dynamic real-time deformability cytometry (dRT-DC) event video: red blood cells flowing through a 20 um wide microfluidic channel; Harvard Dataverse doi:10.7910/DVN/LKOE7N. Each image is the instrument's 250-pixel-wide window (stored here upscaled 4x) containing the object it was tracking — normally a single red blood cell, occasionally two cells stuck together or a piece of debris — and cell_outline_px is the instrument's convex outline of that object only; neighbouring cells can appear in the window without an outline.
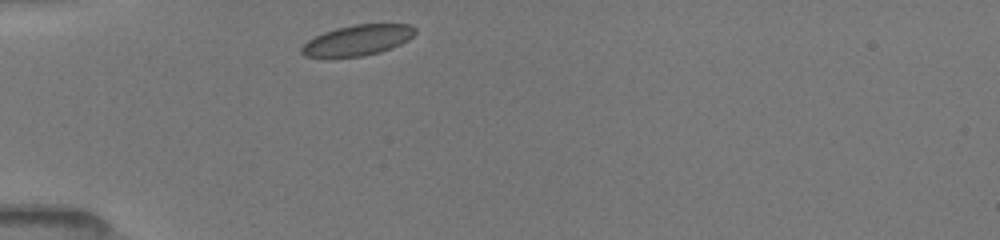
{"species": "common noctule bat (a hibernating species)", "species_latin": "Nyctalus noctula", "temperature_condition": "room temperature", "stored_images_in_passage": 28, "camera_frame_rate_fps": 3000, "um_per_image_px": 0.085, "animal": {"sex": "female", "body_mass_g": 19.5, "forearm_length_mm": 54.1}, "frame": {"image": 1, "passage_image": 1, "time_ms": 0.0, "image_size_px": [1000, 240], "cell_outline_px": [[416, 32], [408, 40], [392, 48], [380, 52], [364, 56], [328, 60], [304, 56], [300, 52], [300, 48], [308, 40], [324, 32], [336, 28], [352, 24], [412, 24], [416, 28]], "centroid_in_image_um": [30.34, 3.46], "position_along_channel_um": 54.7, "area_um2": 20.98}}
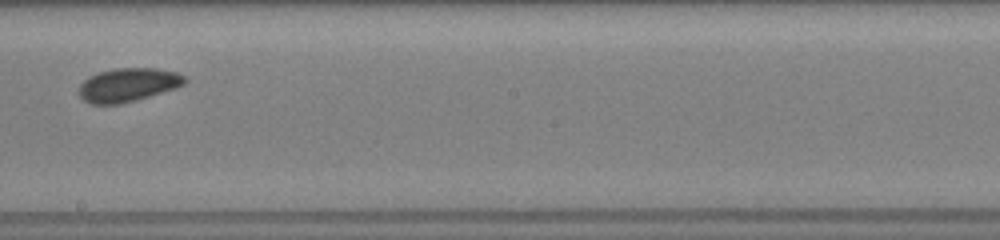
{"frame": {"image": 2, "passage_image": 14, "time_ms": 5.0, "image_size_px": [1000, 240], "cell_outline_px": [[188, 80], [184, 84], [176, 88], [136, 100], [120, 104], [88, 104], [80, 96], [80, 84], [88, 76], [112, 68], [156, 68], [176, 72], [184, 76]], "centroid_in_image_um": [10.88, 7.21], "position_along_channel_um": 237.3, "area_um2": 20.75}}
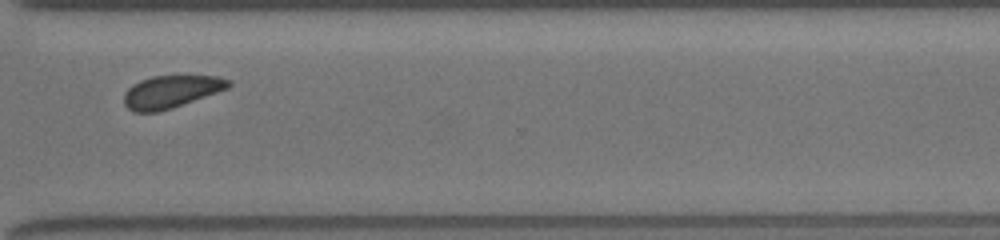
{"frame": {"image": 3, "passage_image": 27, "time_ms": 8.0, "image_size_px": [1000, 240], "cell_outline_px": [[232, 84], [228, 88], [172, 108], [156, 112], [132, 112], [124, 104], [124, 92], [132, 84], [140, 80], [152, 76], [176, 72], [216, 76], [232, 80]], "centroid_in_image_um": [14.56, 7.73], "position_along_channel_um": 356.0, "area_um2": 20.69}}